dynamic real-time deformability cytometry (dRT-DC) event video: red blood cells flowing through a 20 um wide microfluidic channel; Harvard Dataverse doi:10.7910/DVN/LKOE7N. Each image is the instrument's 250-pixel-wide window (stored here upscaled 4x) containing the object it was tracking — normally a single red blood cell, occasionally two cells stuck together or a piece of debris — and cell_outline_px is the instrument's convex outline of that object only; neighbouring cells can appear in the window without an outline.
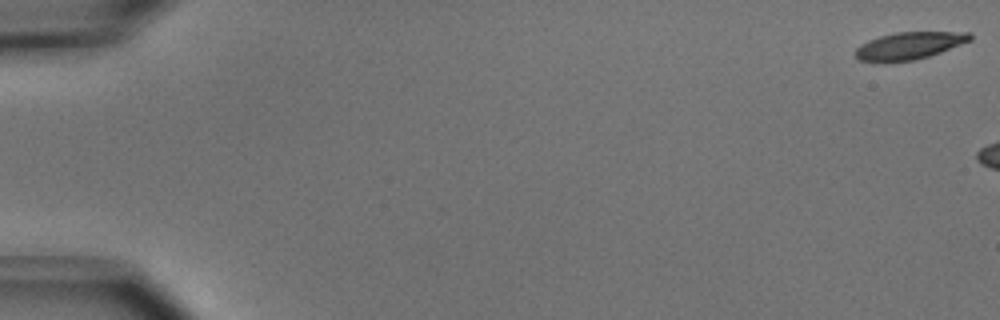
{"species": "common noctule bat (a hibernating species)", "species_latin": "Nyctalus noctula", "temperature_condition": "cold", "stored_images_in_passage": 6, "camera_frame_rate_fps": 3000, "um_per_image_px": 0.085, "animal": {"sex": "male", "body_mass_g": 15.6}, "frame": {"image": 1, "passage_image": 1, "time_ms": 0.0, "image_size_px": [1000, 320], "cell_outline_px": [[972, 40], [940, 52], [916, 60], [880, 64], [860, 60], [856, 56], [856, 48], [860, 44], [868, 40], [880, 36], [896, 32], [968, 32], [972, 36]], "centroid_in_image_um": [77.23, 3.91], "position_along_channel_um": 7.8, "area_um2": 18.5}}